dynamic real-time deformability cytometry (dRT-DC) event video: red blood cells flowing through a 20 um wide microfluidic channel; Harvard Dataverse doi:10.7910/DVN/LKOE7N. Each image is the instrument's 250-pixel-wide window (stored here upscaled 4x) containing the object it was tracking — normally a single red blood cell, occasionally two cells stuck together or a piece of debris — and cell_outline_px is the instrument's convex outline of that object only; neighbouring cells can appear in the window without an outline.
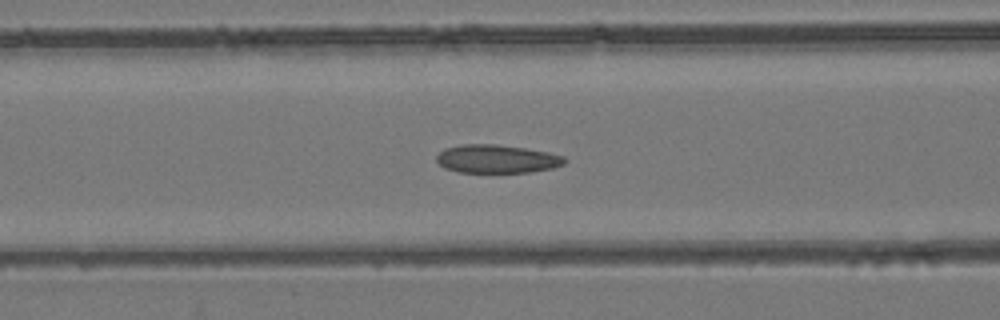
{"species": "common noctule bat (a hibernating species)", "species_latin": "Nyctalus noctula", "temperature_condition": "room temperature", "stored_images_in_passage": 43, "camera_frame_rate_fps": 3000, "um_per_image_px": 0.085, "animal": {"sex": "female", "body_mass_g": 24.6, "forearm_length_mm": 56.2}, "frame": {"image": 1, "passage_image": 10, "time_ms": 3.0, "image_size_px": [1000, 320], "cell_outline_px": [[568, 160], [564, 164], [552, 168], [532, 172], [460, 172], [444, 168], [436, 160], [436, 156], [444, 148], [460, 144], [496, 144], [524, 148], [548, 152], [564, 156]], "centroid_in_image_um": [42.23, 13.5], "position_along_channel_um": 124.4, "area_um2": 21.21}}
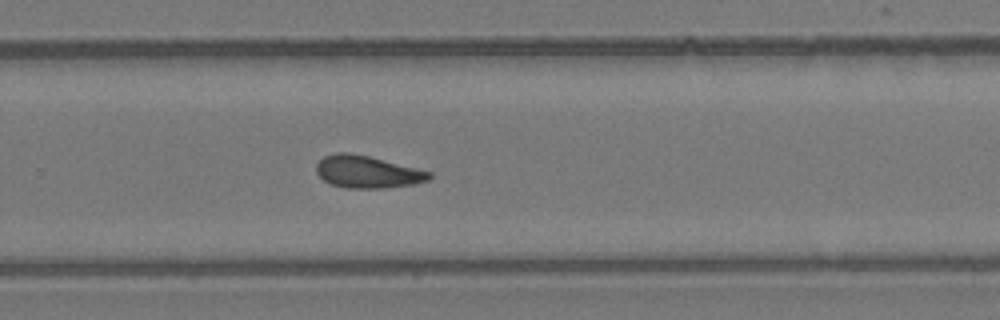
{"frame": {"image": 2, "passage_image": 24, "time_ms": 7.667, "image_size_px": [1000, 320], "cell_outline_px": [[432, 176], [428, 180], [416, 184], [388, 188], [344, 188], [332, 184], [324, 180], [316, 172], [316, 164], [324, 156], [336, 152], [348, 152], [368, 156], [432, 172]], "centroid_in_image_um": [31.23, 14.61], "position_along_channel_um": 298.6, "area_um2": 21.27}}
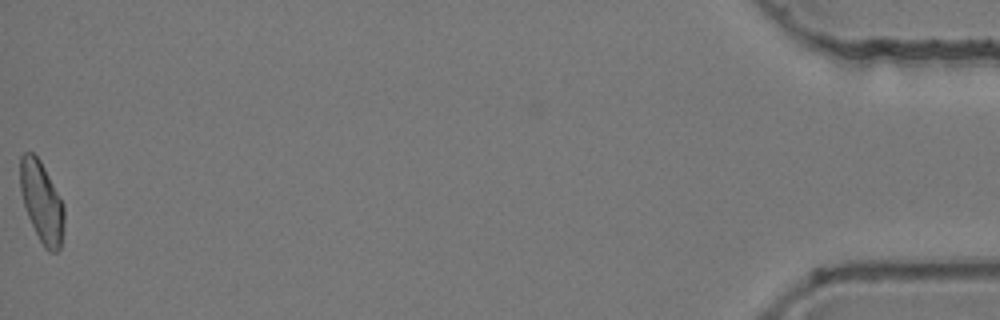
{"frame": {"image": 3, "passage_image": 43, "time_ms": 14.0, "image_size_px": [1000, 320], "cell_outline_px": [[64, 228], [60, 248], [56, 252], [48, 252], [44, 248], [28, 216], [24, 204], [20, 188], [20, 156], [24, 152], [32, 152], [40, 160], [64, 204]], "centroid_in_image_um": [3.56, 17.18], "position_along_channel_um": 431.6, "area_um2": 20.63}, "authors_computed_cell_mechanics": {"area_um2": 20.9236, "velocity_mm_per_s": 3.7579, "shape_relaxation_time_tau1_ms": null, "shape_relaxation_time_tau2_ms": 3.5697, "deformation_change_tau1": null, "deformation_change_tau2": 0.1041}}